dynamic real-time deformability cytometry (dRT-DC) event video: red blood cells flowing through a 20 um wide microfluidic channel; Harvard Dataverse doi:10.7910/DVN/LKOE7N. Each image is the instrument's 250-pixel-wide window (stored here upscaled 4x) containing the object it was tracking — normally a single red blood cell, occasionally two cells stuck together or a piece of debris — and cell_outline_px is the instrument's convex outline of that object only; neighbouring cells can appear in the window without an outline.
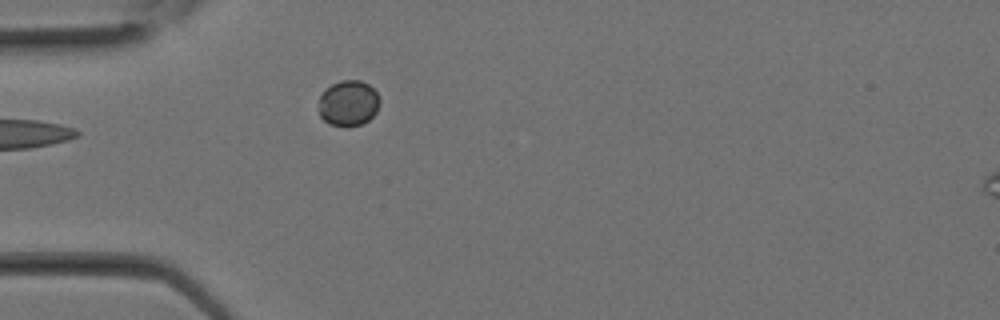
{"species": "Egyptian fruit bat (a non-hibernating species)", "species_latin": "Rousettus aegyptiacus", "temperature_condition": "room temperature", "stored_images_in_passage": 3, "camera_frame_rate_fps": 3000, "um_per_image_px": 0.085, "animal": {"sex": "female"}, "frame": {"image": 1, "passage_image": 1, "time_ms": 0.0, "image_size_px": [1000, 320], "cell_outline_px": [[380, 104], [376, 112], [368, 120], [360, 124], [348, 128], [344, 128], [328, 124], [320, 116], [320, 96], [332, 84], [340, 80], [360, 80], [368, 84], [376, 92], [380, 100]], "centroid_in_image_um": [29.63, 8.8], "position_along_channel_um": 55.4, "area_um2": 16.3}}
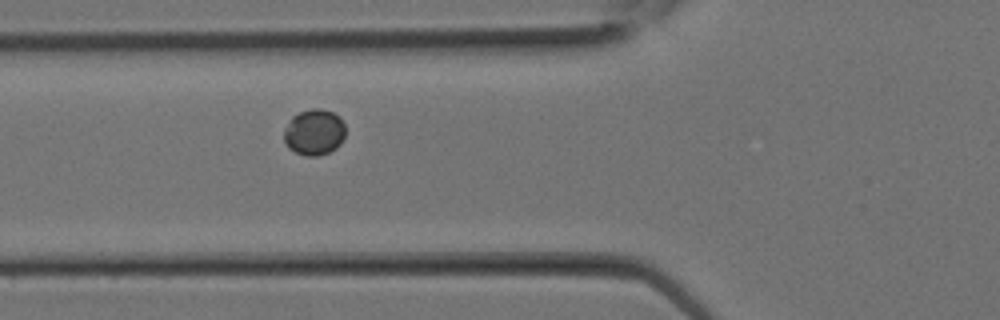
{"frame": {"image": 2, "passage_image": 3, "time_ms": 0.667, "image_size_px": [1000, 320], "cell_outline_px": [[344, 136], [340, 144], [336, 148], [328, 152], [316, 156], [304, 156], [288, 148], [284, 140], [284, 128], [292, 116], [300, 112], [312, 108], [320, 108], [332, 112], [340, 116], [344, 124]], "centroid_in_image_um": [26.69, 11.23], "position_along_channel_um": 99.1, "area_um2": 16.53}}